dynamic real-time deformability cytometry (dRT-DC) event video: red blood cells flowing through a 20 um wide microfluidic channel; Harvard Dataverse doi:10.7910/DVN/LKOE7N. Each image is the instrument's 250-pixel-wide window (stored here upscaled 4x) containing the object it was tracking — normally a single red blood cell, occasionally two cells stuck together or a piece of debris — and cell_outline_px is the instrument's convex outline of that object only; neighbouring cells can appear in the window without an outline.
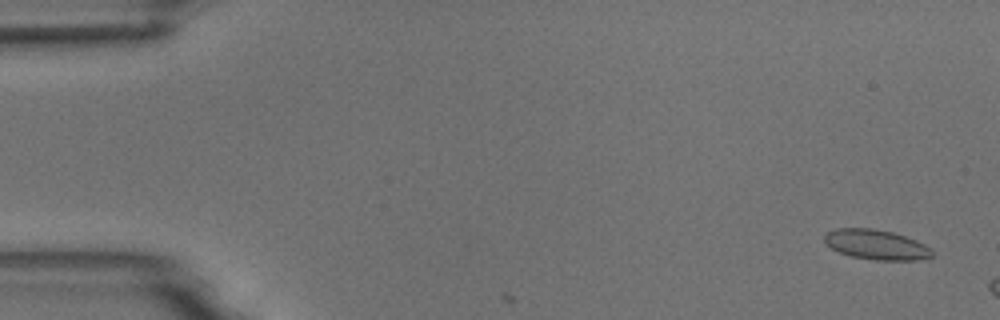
{"species": "common noctule bat (a hibernating species)", "species_latin": "Nyctalus noctula", "temperature_condition": "room temperature", "stored_images_in_passage": 2, "camera_frame_rate_fps": 3000, "um_per_image_px": 0.085, "animal": {"sex": "male", "body_mass_g": 18.8}, "frame": {"image": 1, "passage_image": 1, "time_ms": 0.0, "image_size_px": [1000, 320], "cell_outline_px": [[932, 256], [916, 260], [876, 260], [852, 256], [840, 252], [824, 244], [824, 236], [828, 232], [836, 228], [872, 228], [892, 232], [916, 240], [932, 248]], "centroid_in_image_um": [74.47, 20.79], "position_along_channel_um": 10.5, "area_um2": 18.67}}